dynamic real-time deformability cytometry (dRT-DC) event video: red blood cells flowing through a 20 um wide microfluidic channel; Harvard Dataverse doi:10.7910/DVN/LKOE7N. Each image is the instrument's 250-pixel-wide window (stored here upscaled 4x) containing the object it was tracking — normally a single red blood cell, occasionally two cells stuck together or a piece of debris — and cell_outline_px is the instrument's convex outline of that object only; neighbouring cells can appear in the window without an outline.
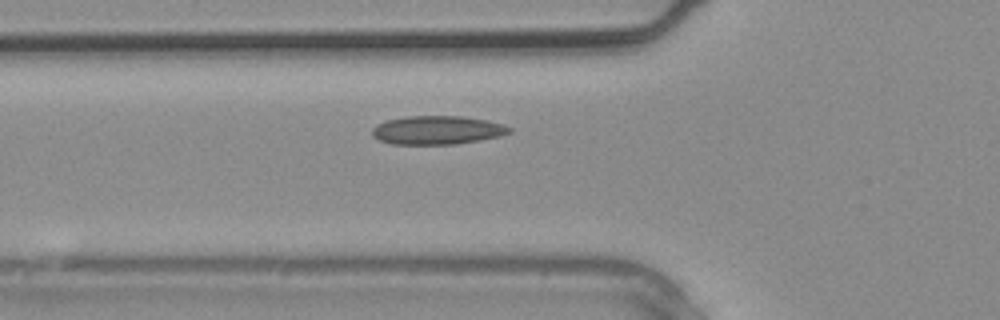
{"species": "common noctule bat (a hibernating species)", "species_latin": "Nyctalus noctula", "temperature_condition": "warm", "stored_images_in_passage": 5, "camera_frame_rate_fps": 3000, "um_per_image_px": 0.085, "animal": {"sex": "male", "body_mass_g": 20.4}, "frame": {"image": 1, "passage_image": 5, "time_ms": 1.333, "image_size_px": [1000, 320], "cell_outline_px": [[512, 132], [500, 136], [480, 140], [456, 144], [392, 144], [380, 140], [372, 136], [372, 128], [376, 124], [388, 120], [408, 116], [460, 116], [488, 120], [504, 124], [512, 128]], "centroid_in_image_um": [37.19, 11.06], "position_along_channel_um": 88.6, "area_um2": 22.95}}